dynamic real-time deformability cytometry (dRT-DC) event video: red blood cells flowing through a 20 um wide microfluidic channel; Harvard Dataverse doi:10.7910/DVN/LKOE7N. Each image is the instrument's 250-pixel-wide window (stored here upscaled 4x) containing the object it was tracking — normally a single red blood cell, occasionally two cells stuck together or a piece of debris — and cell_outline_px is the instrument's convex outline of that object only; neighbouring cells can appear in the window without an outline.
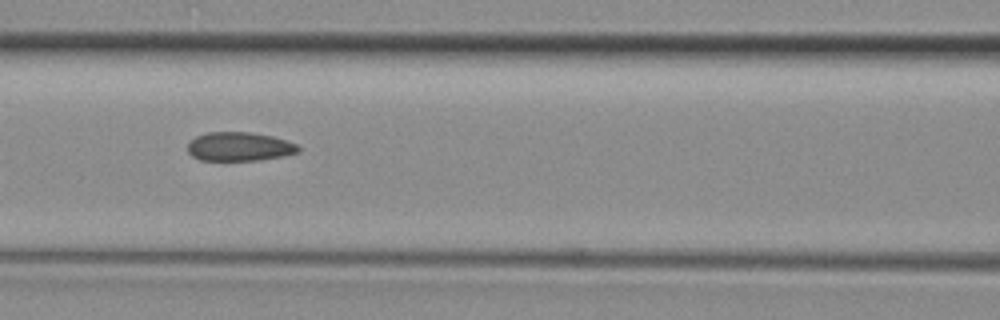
{"species": "common noctule bat (a hibernating species)", "species_latin": "Nyctalus noctula", "temperature_condition": "room temperature", "stored_images_in_passage": 23, "camera_frame_rate_fps": 3000, "um_per_image_px": 0.085, "animal": {"sex": "female", "body_mass_g": 29.2, "forearm_length_mm": 56.3}, "frame": {"image": 1, "passage_image": 7, "time_ms": 2.0, "image_size_px": [1000, 320], "cell_outline_px": [[300, 152], [284, 156], [260, 160], [200, 160], [192, 156], [188, 152], [188, 144], [196, 136], [208, 132], [248, 132], [272, 136], [296, 144], [300, 148]], "centroid_in_image_um": [20.35, 12.46], "position_along_channel_um": 146.2, "area_um2": 18.55}}
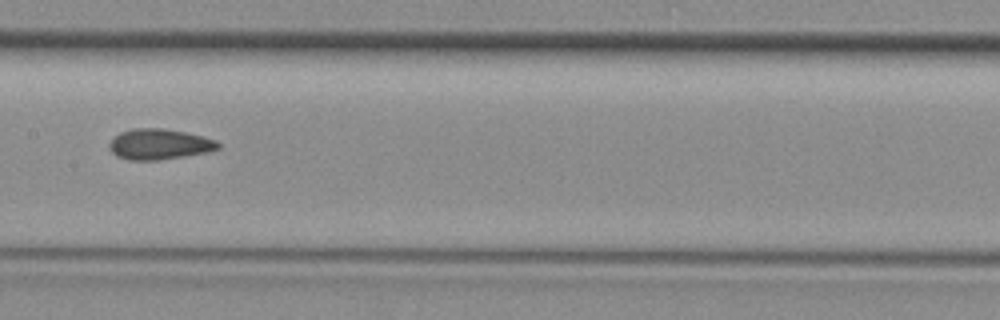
{"frame": {"image": 2, "passage_image": 10, "time_ms": 3.0, "image_size_px": [1000, 320], "cell_outline_px": [[220, 148], [204, 152], [184, 156], [160, 160], [128, 160], [116, 156], [108, 148], [108, 144], [120, 132], [132, 128], [164, 128], [204, 136], [216, 140], [220, 144]], "centroid_in_image_um": [13.52, 12.25], "position_along_channel_um": 193.9, "area_um2": 19.42}}
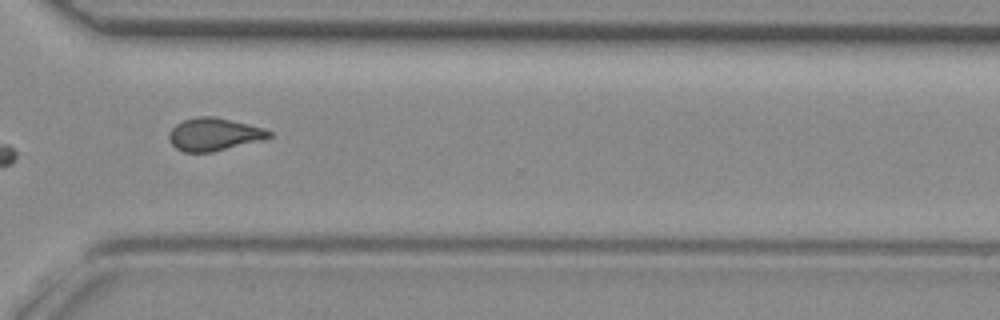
{"frame": {"image": 3, "passage_image": 20, "time_ms": 6.333, "image_size_px": [1000, 320], "cell_outline_px": [[272, 136], [212, 152], [184, 152], [176, 148], [168, 140], [168, 136], [172, 128], [176, 124], [184, 120], [196, 116], [212, 116], [248, 124], [264, 128], [272, 132]], "centroid_in_image_um": [18.13, 11.41], "position_along_channel_um": 352.5, "area_um2": 18.73}}